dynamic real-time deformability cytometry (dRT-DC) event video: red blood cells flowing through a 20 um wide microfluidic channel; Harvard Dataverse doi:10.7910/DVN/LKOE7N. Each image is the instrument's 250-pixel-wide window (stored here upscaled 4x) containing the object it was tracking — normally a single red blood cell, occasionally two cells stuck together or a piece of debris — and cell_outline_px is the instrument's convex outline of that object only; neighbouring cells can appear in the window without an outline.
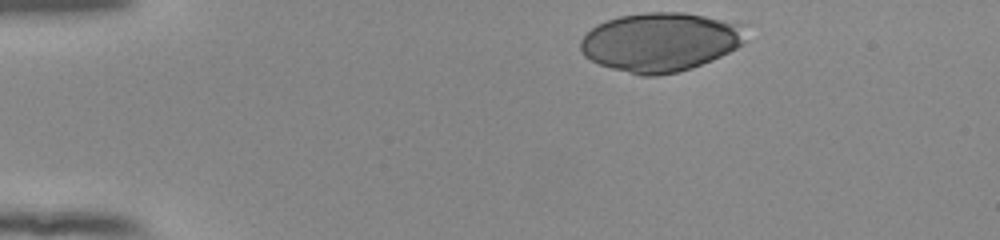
{"species": "human", "species_latin": "Homo sapiens", "temperature_condition": "room temperature", "stored_images_in_passage": 36, "camera_frame_rate_fps": 3000, "um_per_image_px": 0.085, "donor": {"sex": "female"}, "frame": {"image": 1, "passage_image": 1, "time_ms": 0.0, "image_size_px": [1000, 240], "cell_outline_px": [[744, 40], [736, 48], [712, 60], [692, 68], [676, 72], [656, 76], [640, 76], [612, 68], [600, 64], [584, 56], [580, 48], [580, 40], [596, 24], [620, 16], [648, 12], [684, 12], [704, 16], [740, 24]], "centroid_in_image_um": [56.07, 3.58], "position_along_channel_um": 28.9, "area_um2": 56.18}}